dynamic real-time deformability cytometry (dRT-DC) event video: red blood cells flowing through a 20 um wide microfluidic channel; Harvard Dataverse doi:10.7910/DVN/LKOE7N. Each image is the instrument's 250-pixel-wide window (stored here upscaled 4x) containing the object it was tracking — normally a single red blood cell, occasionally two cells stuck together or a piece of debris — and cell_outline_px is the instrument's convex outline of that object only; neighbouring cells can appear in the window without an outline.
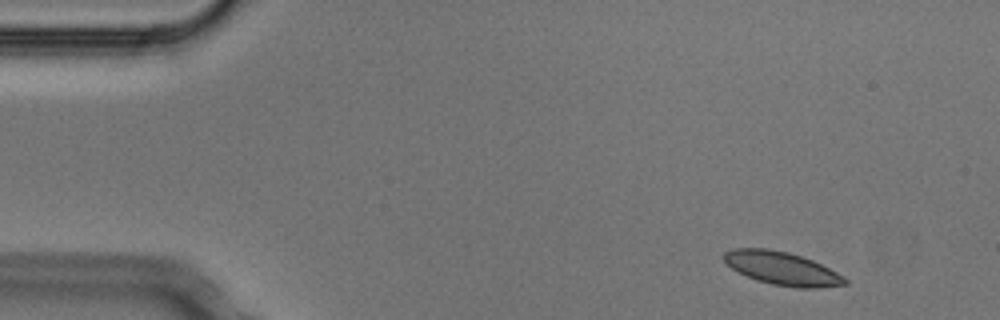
{"species": "Egyptian fruit bat (a non-hibernating species)", "species_latin": "Rousettus aegyptiacus", "temperature_condition": "cold", "stored_images_in_passage": 5, "camera_frame_rate_fps": 3000, "um_per_image_px": 0.085, "animal": {"sex": "male"}, "frame": {"image": 1, "passage_image": 1, "time_ms": 0.0, "image_size_px": [1000, 320], "cell_outline_px": [[848, 284], [820, 288], [796, 288], [772, 284], [756, 280], [732, 268], [724, 260], [724, 252], [732, 248], [768, 248], [788, 252], [812, 260], [844, 276], [848, 280]], "centroid_in_image_um": [66.49, 22.82], "position_along_channel_um": 18.5, "area_um2": 23.29}}